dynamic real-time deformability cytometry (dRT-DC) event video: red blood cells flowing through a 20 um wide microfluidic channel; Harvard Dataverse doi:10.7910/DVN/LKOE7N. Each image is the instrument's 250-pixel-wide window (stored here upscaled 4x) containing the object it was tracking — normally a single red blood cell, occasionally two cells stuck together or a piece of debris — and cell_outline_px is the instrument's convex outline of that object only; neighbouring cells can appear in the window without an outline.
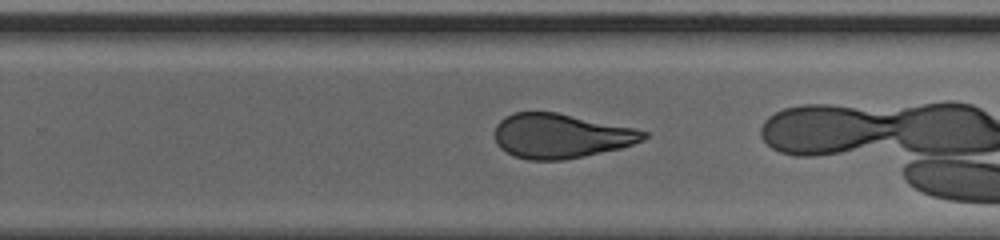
{"species": "human", "species_latin": "Homo sapiens", "temperature_condition": "cold", "stored_images_in_passage": 37, "camera_frame_rate_fps": 3000, "um_per_image_px": 0.085, "donor": {"sex": "male"}, "frame": {"image": 1, "passage_image": 30, "time_ms": 9.667, "image_size_px": [1000, 240], "cell_outline_px": [[648, 136], [644, 140], [620, 148], [584, 156], [564, 160], [528, 160], [516, 156], [500, 148], [496, 144], [496, 124], [504, 116], [516, 112], [556, 112], [636, 128], [648, 132]], "centroid_in_image_um": [47.69, 11.55], "position_along_channel_um": 282.1, "area_um2": 38.61}}